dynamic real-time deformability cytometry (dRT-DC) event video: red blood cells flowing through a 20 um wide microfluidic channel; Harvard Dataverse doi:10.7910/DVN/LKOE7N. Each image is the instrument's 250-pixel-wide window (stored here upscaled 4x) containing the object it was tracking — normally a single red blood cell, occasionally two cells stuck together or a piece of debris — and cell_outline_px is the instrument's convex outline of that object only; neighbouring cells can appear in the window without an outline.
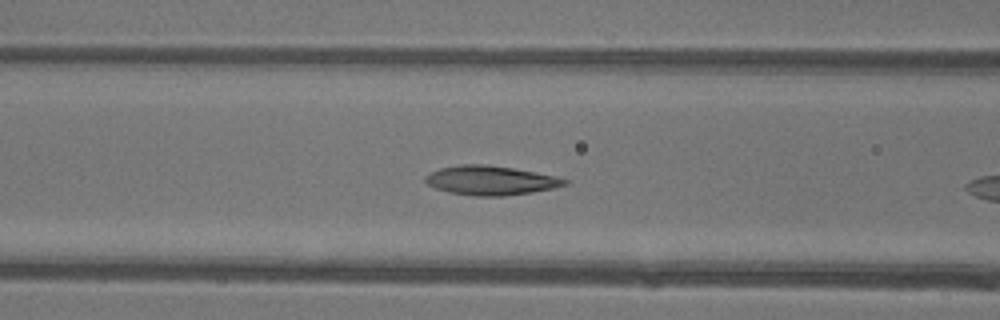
{"species": "common noctule bat (a hibernating species)", "species_latin": "Nyctalus noctula", "temperature_condition": "warm", "stored_images_in_passage": 7, "camera_frame_rate_fps": 3000, "um_per_image_px": 0.085, "animal": {"sex": "female"}, "frame": {"image": 1, "passage_image": 6, "time_ms": 1.667, "image_size_px": [1000, 320], "cell_outline_px": [[568, 184], [552, 188], [532, 192], [504, 196], [472, 196], [448, 192], [436, 188], [428, 184], [424, 180], [424, 176], [440, 168], [460, 164], [484, 164], [512, 168], [556, 176], [568, 180]], "centroid_in_image_um": [41.68, 15.34], "position_along_channel_um": 124.9, "area_um2": 23.64}}